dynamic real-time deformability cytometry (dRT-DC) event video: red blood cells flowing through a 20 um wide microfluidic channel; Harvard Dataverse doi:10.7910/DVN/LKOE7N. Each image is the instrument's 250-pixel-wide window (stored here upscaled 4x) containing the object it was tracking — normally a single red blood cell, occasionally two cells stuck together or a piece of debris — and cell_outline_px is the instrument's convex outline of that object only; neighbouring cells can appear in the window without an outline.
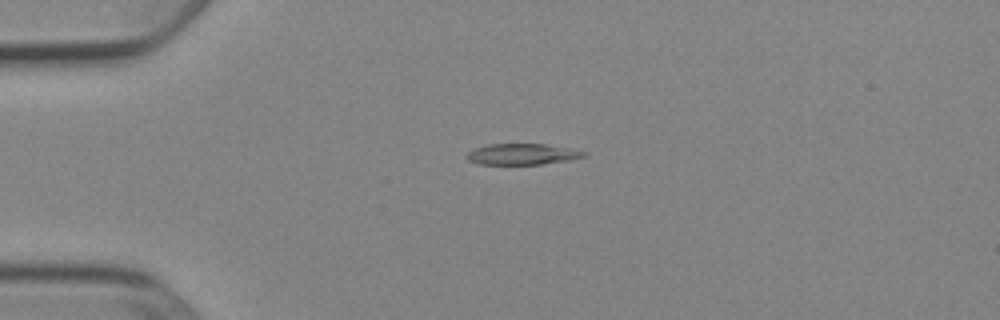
{"species": "Egyptian fruit bat (a non-hibernating species)", "species_latin": "Rousettus aegyptiacus", "temperature_condition": "cold", "stored_images_in_passage": 51, "camera_frame_rate_fps": 3000, "um_per_image_px": 0.085, "animal": {"sex": "female"}, "frame": {"image": 1, "passage_image": 12, "time_ms": 3.667, "image_size_px": [1000, 320], "cell_outline_px": [[588, 156], [568, 160], [544, 164], [480, 164], [468, 160], [468, 152], [476, 148], [488, 144], [548, 144], [572, 148], [588, 152]], "centroid_in_image_um": [44.48, 13.1], "position_along_channel_um": 40.5, "area_um2": 14.39}}
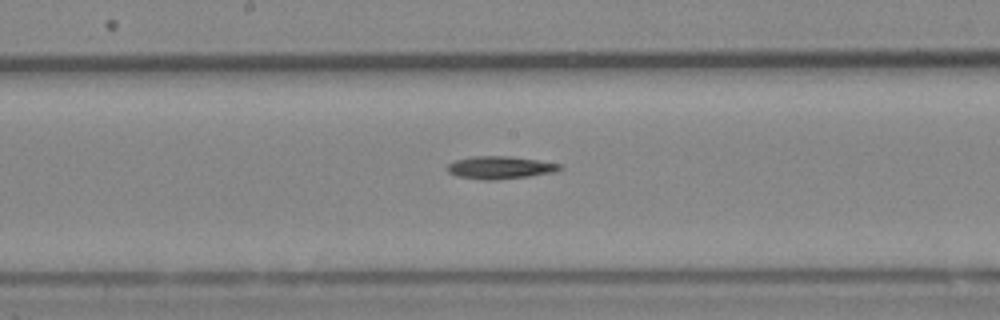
{"frame": {"image": 2, "passage_image": 27, "time_ms": 8.667, "image_size_px": [1000, 320], "cell_outline_px": [[564, 168], [552, 172], [528, 176], [496, 180], [480, 180], [456, 176], [448, 172], [448, 164], [456, 160], [472, 156], [512, 156], [560, 164]], "centroid_in_image_um": [42.47, 14.24], "position_along_channel_um": 205.7, "area_um2": 14.8}}
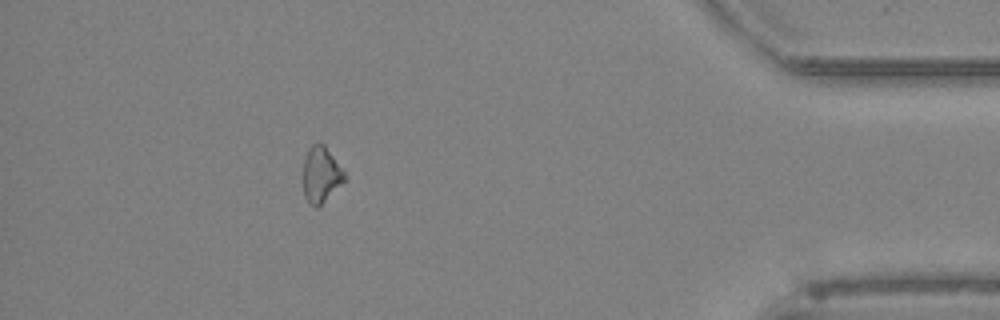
{"frame": {"image": 3, "passage_image": 46, "time_ms": 15.0, "image_size_px": [1000, 320], "cell_outline_px": [[344, 180], [316, 208], [304, 196], [304, 156], [308, 148], [312, 144], [324, 144], [344, 172]], "centroid_in_image_um": [27.25, 14.8], "position_along_channel_um": 407.9, "area_um2": 12.83}}